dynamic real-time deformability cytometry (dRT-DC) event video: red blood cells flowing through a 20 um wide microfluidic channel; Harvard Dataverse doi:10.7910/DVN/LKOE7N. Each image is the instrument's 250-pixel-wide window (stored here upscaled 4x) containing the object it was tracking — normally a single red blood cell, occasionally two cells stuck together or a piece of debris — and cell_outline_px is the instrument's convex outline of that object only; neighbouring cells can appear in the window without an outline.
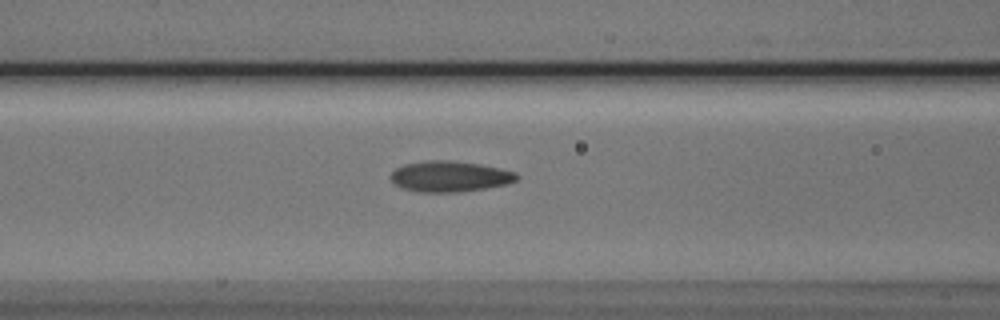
{"species": "Egyptian fruit bat (a non-hibernating species)", "species_latin": "Rousettus aegyptiacus", "temperature_condition": "cold", "stored_images_in_passage": 20, "camera_frame_rate_fps": 3000, "um_per_image_px": 0.085, "animal": {"sex": "male"}, "frame": {"image": 1, "passage_image": 15, "time_ms": 4.667, "image_size_px": [1000, 320], "cell_outline_px": [[520, 176], [516, 180], [504, 184], [484, 188], [456, 192], [420, 192], [400, 188], [388, 176], [396, 168], [404, 164], [424, 160], [452, 160], [480, 164], [500, 168], [516, 172]], "centroid_in_image_um": [38.2, 14.98], "position_along_channel_um": 128.4, "area_um2": 22.66}}